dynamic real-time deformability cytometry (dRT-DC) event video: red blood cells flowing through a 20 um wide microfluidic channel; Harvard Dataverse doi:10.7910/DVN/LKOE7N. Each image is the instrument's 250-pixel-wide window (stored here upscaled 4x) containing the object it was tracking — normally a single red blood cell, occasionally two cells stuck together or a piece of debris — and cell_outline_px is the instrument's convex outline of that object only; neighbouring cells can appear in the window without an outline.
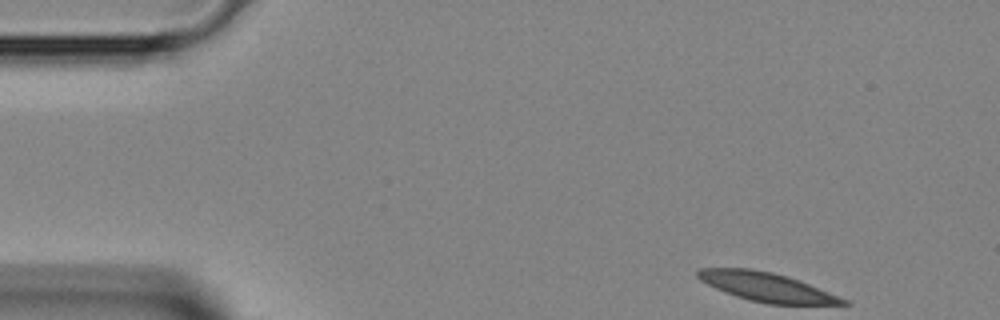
{"species": "Egyptian fruit bat (a non-hibernating species)", "species_latin": "Rousettus aegyptiacus", "temperature_condition": "room temperature", "stored_images_in_passage": 40, "camera_frame_rate_fps": 3000, "um_per_image_px": 0.085, "animal": {"sex": "female"}, "frame": {"image": 1, "passage_image": 1, "time_ms": 0.0, "image_size_px": [1000, 320], "cell_outline_px": [[852, 304], [768, 304], [748, 300], [736, 296], [716, 288], [700, 280], [696, 276], [696, 272], [700, 268], [748, 268], [772, 272], [788, 276], [848, 300]], "centroid_in_image_um": [65.14, 24.39], "position_along_channel_um": 19.9, "area_um2": 24.22}}
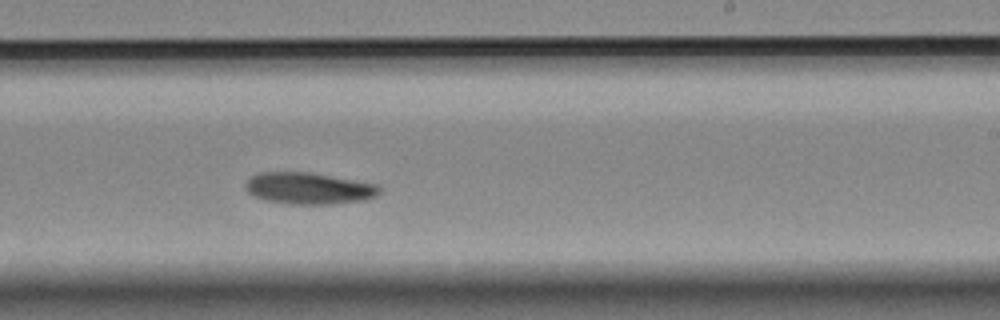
{"frame": {"image": 2, "passage_image": 23, "time_ms": 7.333, "image_size_px": [1000, 320], "cell_outline_px": [[380, 192], [376, 196], [364, 200], [328, 204], [284, 204], [264, 200], [248, 192], [244, 188], [244, 184], [252, 176], [260, 172], [308, 172], [376, 184], [380, 188]], "centroid_in_image_um": [26.21, 16.01], "position_along_channel_um": 262.8, "area_um2": 24.57}}
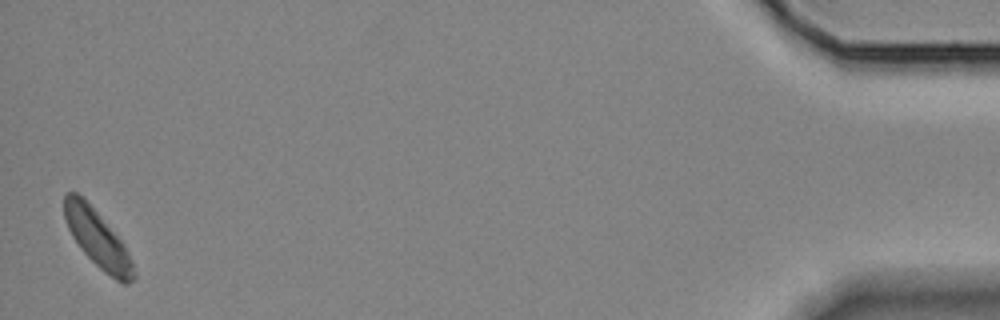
{"frame": {"image": 3, "passage_image": 40, "time_ms": 13.0, "image_size_px": [1000, 320], "cell_outline_px": [[136, 276], [128, 284], [120, 284], [104, 272], [80, 248], [72, 236], [68, 228], [64, 216], [64, 196], [68, 192], [76, 192], [96, 212], [124, 244], [132, 260], [136, 272]], "centroid_in_image_um": [8.32, 20.36], "position_along_channel_um": 426.9, "area_um2": 22.66}}